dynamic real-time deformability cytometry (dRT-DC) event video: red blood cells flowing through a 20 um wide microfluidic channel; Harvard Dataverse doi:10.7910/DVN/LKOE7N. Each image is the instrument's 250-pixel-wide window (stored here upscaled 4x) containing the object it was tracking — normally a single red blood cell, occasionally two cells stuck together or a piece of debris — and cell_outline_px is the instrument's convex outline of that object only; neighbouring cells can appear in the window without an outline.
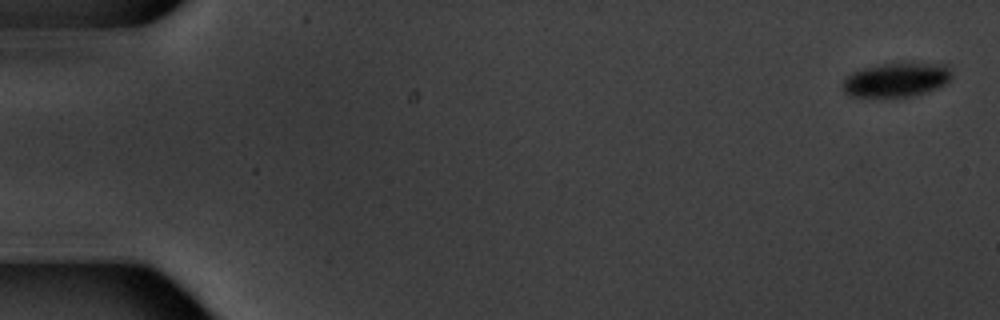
{"species": "common noctule bat (a hibernating species)", "species_latin": "Nyctalus noctula", "temperature_condition": "warm", "stored_images_in_passage": 8, "segment_of_instrument_passage": [2, 2], "camera_frame_rate_fps": 3000, "um_per_image_px": 0.085, "animal": {"sex": "male", "body_mass_g": 20.1, "forearm_length_mm": 53.5}, "frame": {"image": 1, "passage_image": 8, "time_ms": 8.333, "image_size_px": [1000, 320], "cell_outline_px": [[952, 76], [944, 84], [936, 88], [924, 92], [908, 96], [848, 96], [844, 92], [844, 80], [852, 72], [864, 68], [884, 64], [948, 64], [952, 72]], "centroid_in_image_um": [76.2, 6.78], "position_along_channel_um": 8.8, "area_um2": 21.04}}